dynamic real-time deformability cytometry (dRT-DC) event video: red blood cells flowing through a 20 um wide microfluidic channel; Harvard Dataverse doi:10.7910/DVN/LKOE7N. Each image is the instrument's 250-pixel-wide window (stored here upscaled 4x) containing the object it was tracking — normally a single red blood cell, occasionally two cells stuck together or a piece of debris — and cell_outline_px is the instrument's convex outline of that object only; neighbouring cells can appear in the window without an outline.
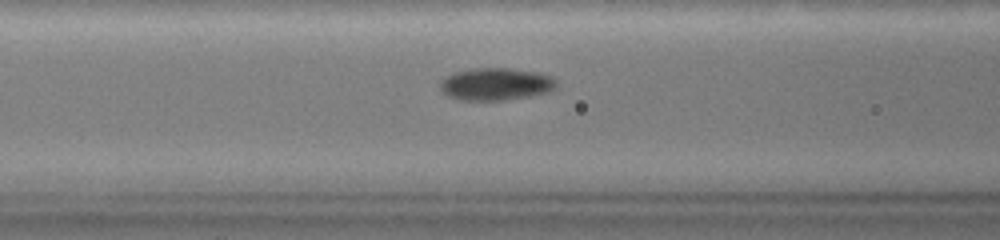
{"species": "common noctule bat (a hibernating species)", "species_latin": "Nyctalus noctula", "temperature_condition": "warm", "stored_images_in_passage": 73, "camera_frame_rate_fps": 3000, "um_per_image_px": 0.085, "animal": {"sex": "female", "body_mass_g": 19.0, "forearm_length_mm": 51.5}, "frame": {"image": 1, "passage_image": 31, "time_ms": 10.0, "image_size_px": [1000, 240], "cell_outline_px": [[556, 88], [548, 92], [532, 96], [504, 100], [460, 100], [448, 96], [440, 88], [440, 80], [444, 76], [452, 72], [472, 68], [508, 68], [536, 72], [552, 76], [556, 80]], "centroid_in_image_um": [42.13, 7.14], "position_along_channel_um": 124.5, "area_um2": 22.2}}
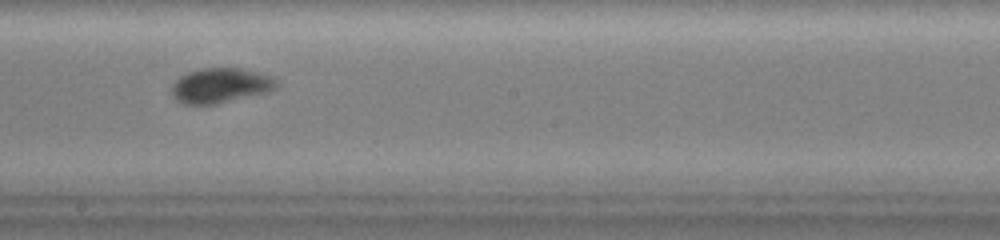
{"frame": {"image": 2, "passage_image": 43, "time_ms": 14.0, "image_size_px": [1000, 240], "cell_outline_px": [[280, 84], [276, 88], [268, 92], [216, 104], [184, 104], [176, 100], [172, 96], [172, 84], [180, 76], [188, 72], [200, 68], [240, 68], [272, 76]], "centroid_in_image_um": [18.74, 7.27], "position_along_channel_um": 229.5, "area_um2": 21.39}}
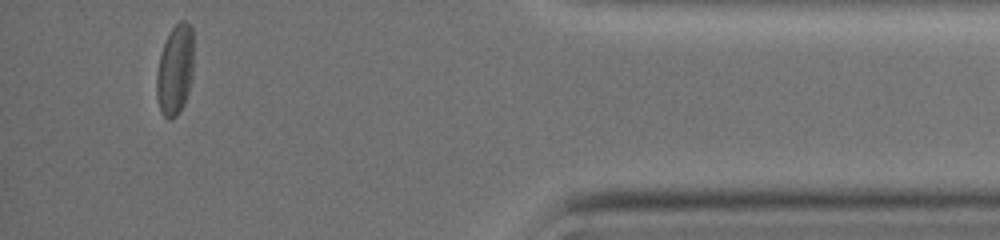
{"frame": {"image": 3, "passage_image": 69, "time_ms": 22.667, "image_size_px": [1000, 240], "cell_outline_px": [[192, 76], [188, 92], [184, 104], [180, 112], [172, 120], [168, 120], [160, 112], [156, 96], [156, 72], [160, 56], [164, 44], [172, 28], [180, 20], [184, 20], [192, 28]], "centroid_in_image_um": [14.86, 6.0], "position_along_channel_um": 420.3, "area_um2": 19.54}}